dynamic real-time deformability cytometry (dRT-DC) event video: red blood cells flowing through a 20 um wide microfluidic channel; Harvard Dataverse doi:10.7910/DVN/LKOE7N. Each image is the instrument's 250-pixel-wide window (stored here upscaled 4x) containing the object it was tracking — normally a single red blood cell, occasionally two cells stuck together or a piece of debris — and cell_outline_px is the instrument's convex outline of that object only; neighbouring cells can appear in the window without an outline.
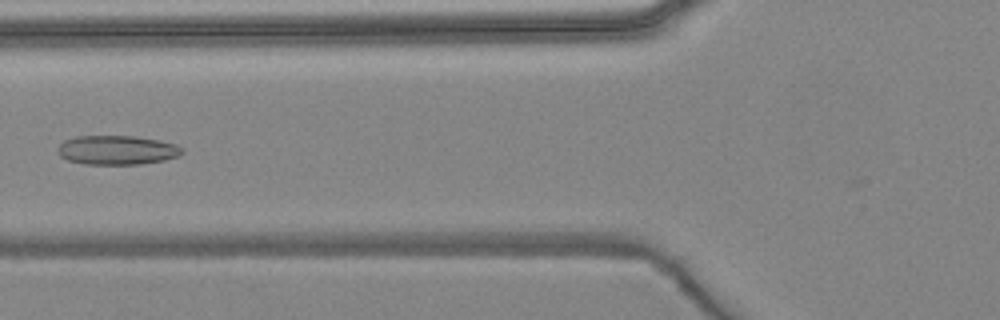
{"species": "common noctule bat (a hibernating species)", "species_latin": "Nyctalus noctula", "temperature_condition": "warm", "stored_images_in_passage": 5, "camera_frame_rate_fps": 3000, "um_per_image_px": 0.085, "animal": {"sex": "female", "body_mass_g": 24.6, "forearm_length_mm": 56.2}, "frame": {"image": 1, "passage_image": 5, "time_ms": 6.333, "image_size_px": [1000, 320], "cell_outline_px": [[184, 152], [180, 156], [164, 160], [140, 164], [84, 164], [68, 160], [60, 156], [56, 148], [64, 140], [76, 136], [136, 136], [160, 140], [176, 144], [184, 148]], "centroid_in_image_um": [9.97, 12.75], "position_along_channel_um": 115.8, "area_um2": 21.39}}